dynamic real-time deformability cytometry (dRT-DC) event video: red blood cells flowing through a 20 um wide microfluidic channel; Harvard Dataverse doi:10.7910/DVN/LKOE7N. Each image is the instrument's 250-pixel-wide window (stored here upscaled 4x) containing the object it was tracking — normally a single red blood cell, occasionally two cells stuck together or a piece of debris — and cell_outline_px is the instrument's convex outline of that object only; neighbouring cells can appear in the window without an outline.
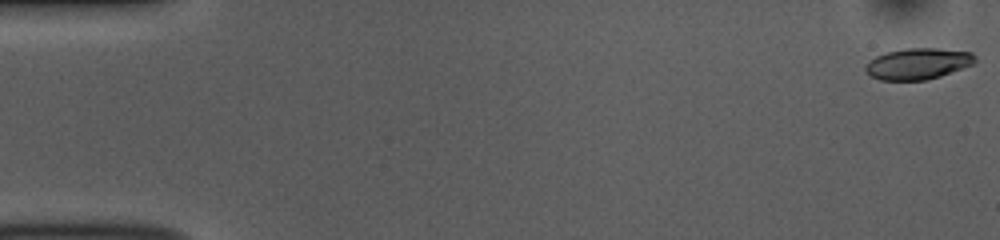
{"species": "common noctule bat (a hibernating species)", "species_latin": "Nyctalus noctula", "temperature_condition": "room temperature", "stored_images_in_passage": 53, "camera_frame_rate_fps": 3000, "um_per_image_px": 0.085, "animal": {"sex": "female", "body_mass_g": 10.0, "forearm_length_mm": 53.1}, "frame": {"image": 1, "passage_image": 1, "time_ms": 0.0, "image_size_px": [1000, 240], "cell_outline_px": [[976, 60], [972, 64], [940, 76], [924, 80], [880, 80], [872, 76], [864, 68], [876, 56], [888, 52], [908, 48], [936, 48], [972, 52], [976, 56]], "centroid_in_image_um": [78.05, 5.41], "position_along_channel_um": 6.9, "area_um2": 19.54}}
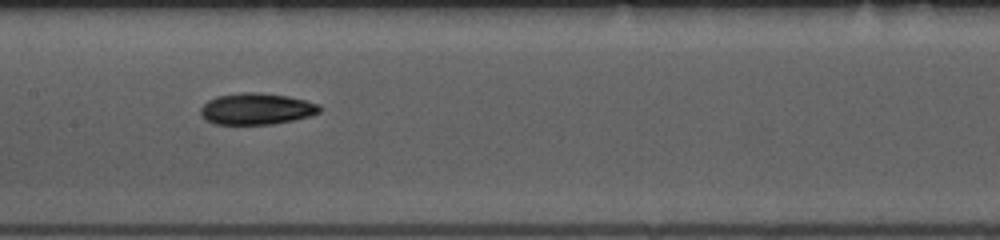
{"frame": {"image": 2, "passage_image": 26, "time_ms": 8.333, "image_size_px": [1000, 240], "cell_outline_px": [[320, 112], [308, 116], [292, 120], [272, 124], [216, 124], [204, 120], [200, 112], [200, 108], [208, 100], [216, 96], [244, 92], [256, 92], [288, 96], [320, 104]], "centroid_in_image_um": [21.77, 9.25], "position_along_channel_um": 185.6, "area_um2": 21.73}}
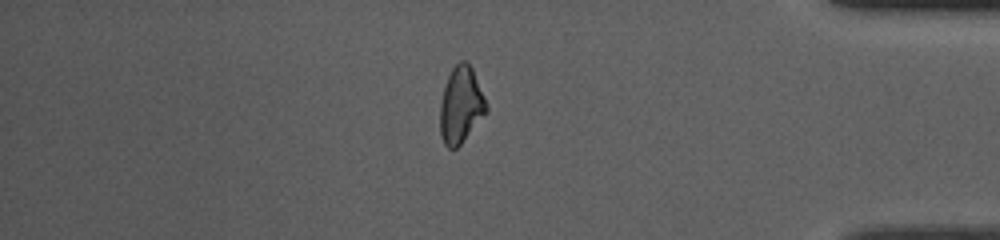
{"frame": {"image": 3, "passage_image": 45, "time_ms": 14.667, "image_size_px": [1000, 240], "cell_outline_px": [[488, 108], [460, 144], [456, 148], [448, 148], [444, 144], [440, 136], [440, 104], [444, 88], [448, 76], [452, 68], [460, 60], [464, 60], [472, 68], [484, 96]], "centroid_in_image_um": [39.14, 8.91], "position_along_channel_um": 396.1, "area_um2": 20.11}, "authors_computed_cell_mechanics": {"area_um2": 20.8658, "velocity_mm_per_s": 3.8105, "shape_relaxation_time_tau1_ms": 3.8468, "shape_relaxation_time_tau2_ms": 4.8887, "deformation_change_tau1": 0.1301, "deformation_change_tau2": 0.1108}}